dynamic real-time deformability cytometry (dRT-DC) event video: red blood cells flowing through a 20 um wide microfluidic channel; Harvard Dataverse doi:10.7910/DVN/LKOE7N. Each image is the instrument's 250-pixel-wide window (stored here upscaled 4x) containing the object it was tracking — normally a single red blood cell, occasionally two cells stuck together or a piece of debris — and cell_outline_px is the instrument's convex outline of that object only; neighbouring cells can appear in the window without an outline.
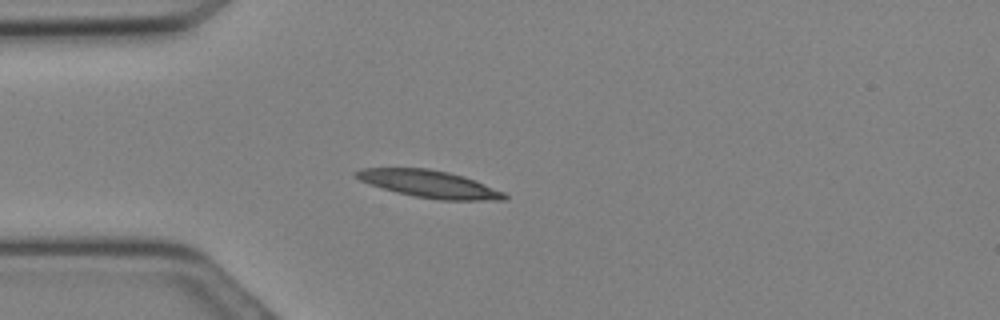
{"species": "Egyptian fruit bat (a non-hibernating species)", "species_latin": "Rousettus aegyptiacus", "temperature_condition": "cold", "stored_images_in_passage": 19, "camera_frame_rate_fps": 3000, "um_per_image_px": 0.085, "animal": {"sex": "female"}, "frame": {"image": 1, "passage_image": 7, "time_ms": 2.0, "image_size_px": [1000, 320], "cell_outline_px": [[508, 196], [504, 200], [440, 200], [416, 196], [396, 192], [360, 180], [352, 172], [364, 168], [428, 168], [448, 172], [464, 176], [476, 180], [504, 192]], "centroid_in_image_um": [36.53, 15.63], "position_along_channel_um": 48.5, "area_um2": 23.35}}
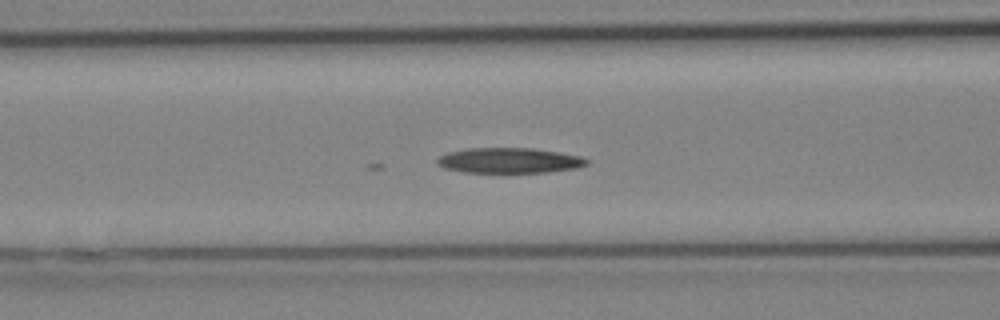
{"frame": {"image": 2, "passage_image": 11, "time_ms": 3.333, "image_size_px": [1000, 320], "cell_outline_px": [[588, 164], [576, 168], [544, 172], [464, 172], [444, 168], [436, 164], [436, 160], [440, 156], [448, 152], [468, 148], [532, 148], [560, 152], [580, 156], [588, 160]], "centroid_in_image_um": [43.27, 13.63], "position_along_channel_um": 123.3, "area_um2": 21.96}}
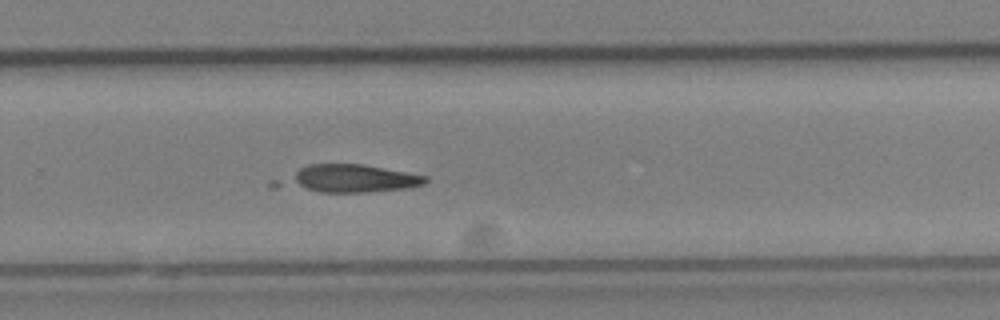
{"frame": {"image": 3, "passage_image": 19, "time_ms": 6.0, "image_size_px": [1000, 320], "cell_outline_px": [[428, 180], [424, 184], [404, 188], [364, 192], [320, 192], [268, 188], [268, 180], [308, 164], [360, 164], [428, 176]], "centroid_in_image_um": [29.33, 15.2], "position_along_channel_um": 300.5, "area_um2": 24.62}}